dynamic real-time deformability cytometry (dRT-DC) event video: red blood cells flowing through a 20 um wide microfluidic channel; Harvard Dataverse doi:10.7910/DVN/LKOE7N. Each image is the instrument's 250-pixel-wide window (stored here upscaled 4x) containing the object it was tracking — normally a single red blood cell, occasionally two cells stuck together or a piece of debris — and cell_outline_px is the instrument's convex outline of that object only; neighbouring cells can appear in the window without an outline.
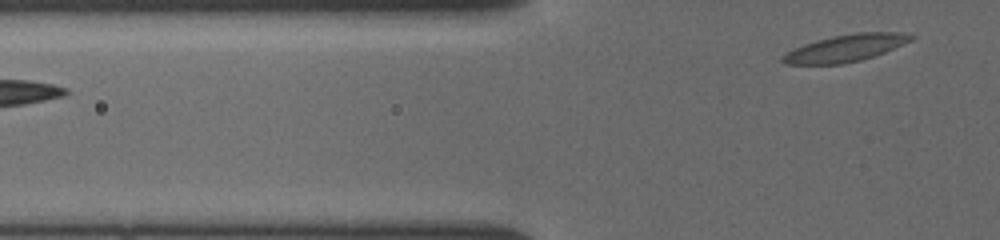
{"species": "common noctule bat (a hibernating species)", "species_latin": "Nyctalus noctula", "temperature_condition": "cold", "stored_images_in_passage": 6, "segment_of_instrument_passage": [2, 2], "camera_frame_rate_fps": 3000, "um_per_image_px": 0.085, "animal": {"sex": "female", "body_mass_g": 19.5, "forearm_length_mm": 54.1}, "frame": {"image": 1, "passage_image": 6, "time_ms": 2.667, "image_size_px": [1000, 240], "cell_outline_px": [[916, 36], [912, 40], [884, 52], [860, 60], [840, 64], [784, 64], [780, 60], [780, 56], [804, 44], [816, 40], [832, 36], [860, 32], [904, 32]], "centroid_in_image_um": [71.87, 4.08], "position_along_channel_um": 53.9, "area_um2": 20.06}}